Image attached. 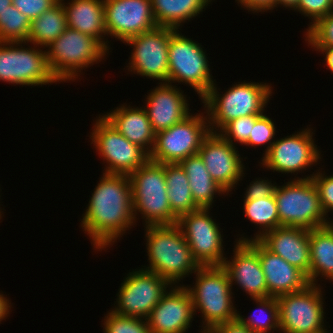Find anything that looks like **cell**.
Here are the masks:
<instances>
[{"mask_svg":"<svg viewBox=\"0 0 333 333\" xmlns=\"http://www.w3.org/2000/svg\"><path fill=\"white\" fill-rule=\"evenodd\" d=\"M107 36L123 43L157 26L151 0H104Z\"/></svg>","mask_w":333,"mask_h":333,"instance_id":"17","label":"cell"},{"mask_svg":"<svg viewBox=\"0 0 333 333\" xmlns=\"http://www.w3.org/2000/svg\"><path fill=\"white\" fill-rule=\"evenodd\" d=\"M237 152L234 145L214 132L204 139L198 152L211 177L227 193L245 174L241 156Z\"/></svg>","mask_w":333,"mask_h":333,"instance_id":"18","label":"cell"},{"mask_svg":"<svg viewBox=\"0 0 333 333\" xmlns=\"http://www.w3.org/2000/svg\"><path fill=\"white\" fill-rule=\"evenodd\" d=\"M2 293H0V322L4 320L9 314V310L11 308V302L9 303V299H6Z\"/></svg>","mask_w":333,"mask_h":333,"instance_id":"45","label":"cell"},{"mask_svg":"<svg viewBox=\"0 0 333 333\" xmlns=\"http://www.w3.org/2000/svg\"><path fill=\"white\" fill-rule=\"evenodd\" d=\"M164 171L172 212L179 218L200 209L192 197L188 177L180 163H166Z\"/></svg>","mask_w":333,"mask_h":333,"instance_id":"29","label":"cell"},{"mask_svg":"<svg viewBox=\"0 0 333 333\" xmlns=\"http://www.w3.org/2000/svg\"><path fill=\"white\" fill-rule=\"evenodd\" d=\"M175 30L156 26L127 39L124 43L131 44L133 48L128 70L141 76L168 82V46L170 35Z\"/></svg>","mask_w":333,"mask_h":333,"instance_id":"15","label":"cell"},{"mask_svg":"<svg viewBox=\"0 0 333 333\" xmlns=\"http://www.w3.org/2000/svg\"><path fill=\"white\" fill-rule=\"evenodd\" d=\"M67 21L63 4L59 1L49 10L31 21L28 43L47 47L56 40L66 29Z\"/></svg>","mask_w":333,"mask_h":333,"instance_id":"30","label":"cell"},{"mask_svg":"<svg viewBox=\"0 0 333 333\" xmlns=\"http://www.w3.org/2000/svg\"><path fill=\"white\" fill-rule=\"evenodd\" d=\"M210 208H200L178 218L177 225L199 266H222L223 236L218 224L209 216Z\"/></svg>","mask_w":333,"mask_h":333,"instance_id":"14","label":"cell"},{"mask_svg":"<svg viewBox=\"0 0 333 333\" xmlns=\"http://www.w3.org/2000/svg\"><path fill=\"white\" fill-rule=\"evenodd\" d=\"M244 213L245 216L252 222L259 226L258 232L253 238L250 239L241 237L237 242H247L249 240H257L265 233L279 227V216L276 205L275 196H268L266 198H259L258 200H244ZM262 230V231H261Z\"/></svg>","mask_w":333,"mask_h":333,"instance_id":"31","label":"cell"},{"mask_svg":"<svg viewBox=\"0 0 333 333\" xmlns=\"http://www.w3.org/2000/svg\"><path fill=\"white\" fill-rule=\"evenodd\" d=\"M247 243L258 253L267 284V297H278L305 289L310 285L307 275L268 250L258 239Z\"/></svg>","mask_w":333,"mask_h":333,"instance_id":"20","label":"cell"},{"mask_svg":"<svg viewBox=\"0 0 333 333\" xmlns=\"http://www.w3.org/2000/svg\"><path fill=\"white\" fill-rule=\"evenodd\" d=\"M93 128L90 135L92 144L107 162L105 173L129 176L150 159L143 148L131 143L102 116H99Z\"/></svg>","mask_w":333,"mask_h":333,"instance_id":"12","label":"cell"},{"mask_svg":"<svg viewBox=\"0 0 333 333\" xmlns=\"http://www.w3.org/2000/svg\"><path fill=\"white\" fill-rule=\"evenodd\" d=\"M168 65V83L189 84L201 99L214 84L203 48L199 43L179 34V30L170 35Z\"/></svg>","mask_w":333,"mask_h":333,"instance_id":"8","label":"cell"},{"mask_svg":"<svg viewBox=\"0 0 333 333\" xmlns=\"http://www.w3.org/2000/svg\"><path fill=\"white\" fill-rule=\"evenodd\" d=\"M258 116L249 115L234 119L227 123L218 133L220 132L219 134L232 145H235L232 140L234 139V141L245 146Z\"/></svg>","mask_w":333,"mask_h":333,"instance_id":"35","label":"cell"},{"mask_svg":"<svg viewBox=\"0 0 333 333\" xmlns=\"http://www.w3.org/2000/svg\"><path fill=\"white\" fill-rule=\"evenodd\" d=\"M119 288L117 307L112 311L123 316L147 319L153 308L172 285L146 269L130 272ZM167 289V290H166Z\"/></svg>","mask_w":333,"mask_h":333,"instance_id":"13","label":"cell"},{"mask_svg":"<svg viewBox=\"0 0 333 333\" xmlns=\"http://www.w3.org/2000/svg\"><path fill=\"white\" fill-rule=\"evenodd\" d=\"M316 51L319 50L323 54L325 53V62L327 64V67L330 69V71L333 73V47H313Z\"/></svg>","mask_w":333,"mask_h":333,"instance_id":"44","label":"cell"},{"mask_svg":"<svg viewBox=\"0 0 333 333\" xmlns=\"http://www.w3.org/2000/svg\"><path fill=\"white\" fill-rule=\"evenodd\" d=\"M310 284H316L318 276L333 281V232L322 226L309 230Z\"/></svg>","mask_w":333,"mask_h":333,"instance_id":"27","label":"cell"},{"mask_svg":"<svg viewBox=\"0 0 333 333\" xmlns=\"http://www.w3.org/2000/svg\"><path fill=\"white\" fill-rule=\"evenodd\" d=\"M234 255L223 262L231 285L234 283L244 290L251 299L267 298V284L258 253L247 242H236Z\"/></svg>","mask_w":333,"mask_h":333,"instance_id":"21","label":"cell"},{"mask_svg":"<svg viewBox=\"0 0 333 333\" xmlns=\"http://www.w3.org/2000/svg\"><path fill=\"white\" fill-rule=\"evenodd\" d=\"M210 132L207 115L189 114L182 121L156 134L150 160L163 164L180 163L199 152Z\"/></svg>","mask_w":333,"mask_h":333,"instance_id":"9","label":"cell"},{"mask_svg":"<svg viewBox=\"0 0 333 333\" xmlns=\"http://www.w3.org/2000/svg\"><path fill=\"white\" fill-rule=\"evenodd\" d=\"M256 304H258V307L263 309V313L268 314L267 317L259 318L257 317L253 319L252 317H248L244 319L242 315L237 313L236 318L245 326H247L251 331L254 333H267L268 331L271 332V329L274 331L277 329L280 330V323H279V306H278V301L276 297H267V298H258V299H253ZM261 312V311H260ZM262 314V313H261ZM251 318V319H249ZM259 318V319H258ZM267 319V321H266ZM269 332V333H270Z\"/></svg>","mask_w":333,"mask_h":333,"instance_id":"33","label":"cell"},{"mask_svg":"<svg viewBox=\"0 0 333 333\" xmlns=\"http://www.w3.org/2000/svg\"><path fill=\"white\" fill-rule=\"evenodd\" d=\"M279 226L313 230L326 226L327 219L322 209L318 189L312 176L293 179L274 192Z\"/></svg>","mask_w":333,"mask_h":333,"instance_id":"6","label":"cell"},{"mask_svg":"<svg viewBox=\"0 0 333 333\" xmlns=\"http://www.w3.org/2000/svg\"><path fill=\"white\" fill-rule=\"evenodd\" d=\"M300 0H275V7L278 5L285 6V8H292L293 10L297 7Z\"/></svg>","mask_w":333,"mask_h":333,"instance_id":"46","label":"cell"},{"mask_svg":"<svg viewBox=\"0 0 333 333\" xmlns=\"http://www.w3.org/2000/svg\"><path fill=\"white\" fill-rule=\"evenodd\" d=\"M174 287L149 314L147 322L151 333H185L190 327L195 315L191 296L184 285Z\"/></svg>","mask_w":333,"mask_h":333,"instance_id":"19","label":"cell"},{"mask_svg":"<svg viewBox=\"0 0 333 333\" xmlns=\"http://www.w3.org/2000/svg\"><path fill=\"white\" fill-rule=\"evenodd\" d=\"M320 285L276 297L280 329L284 333H327ZM329 333V332H328Z\"/></svg>","mask_w":333,"mask_h":333,"instance_id":"11","label":"cell"},{"mask_svg":"<svg viewBox=\"0 0 333 333\" xmlns=\"http://www.w3.org/2000/svg\"><path fill=\"white\" fill-rule=\"evenodd\" d=\"M25 42H0V80L39 86L58 82L50 71L46 50L23 48Z\"/></svg>","mask_w":333,"mask_h":333,"instance_id":"10","label":"cell"},{"mask_svg":"<svg viewBox=\"0 0 333 333\" xmlns=\"http://www.w3.org/2000/svg\"><path fill=\"white\" fill-rule=\"evenodd\" d=\"M60 0H12V4L30 21L56 5Z\"/></svg>","mask_w":333,"mask_h":333,"instance_id":"40","label":"cell"},{"mask_svg":"<svg viewBox=\"0 0 333 333\" xmlns=\"http://www.w3.org/2000/svg\"><path fill=\"white\" fill-rule=\"evenodd\" d=\"M146 229L149 266L171 285L178 283L200 267L193 259L190 247L177 224L149 225Z\"/></svg>","mask_w":333,"mask_h":333,"instance_id":"2","label":"cell"},{"mask_svg":"<svg viewBox=\"0 0 333 333\" xmlns=\"http://www.w3.org/2000/svg\"><path fill=\"white\" fill-rule=\"evenodd\" d=\"M103 325L104 333H151L147 319L119 315L112 310L105 316Z\"/></svg>","mask_w":333,"mask_h":333,"instance_id":"34","label":"cell"},{"mask_svg":"<svg viewBox=\"0 0 333 333\" xmlns=\"http://www.w3.org/2000/svg\"><path fill=\"white\" fill-rule=\"evenodd\" d=\"M215 85L201 99L206 108L210 131L214 133L239 117L261 115L272 95V87L266 83L244 81L230 87L223 95L218 94Z\"/></svg>","mask_w":333,"mask_h":333,"instance_id":"4","label":"cell"},{"mask_svg":"<svg viewBox=\"0 0 333 333\" xmlns=\"http://www.w3.org/2000/svg\"><path fill=\"white\" fill-rule=\"evenodd\" d=\"M190 287V288H189ZM232 285L223 266H200L196 271L194 287L186 286L193 302L194 312L203 314V331L209 333L217 325L236 319L232 303Z\"/></svg>","mask_w":333,"mask_h":333,"instance_id":"3","label":"cell"},{"mask_svg":"<svg viewBox=\"0 0 333 333\" xmlns=\"http://www.w3.org/2000/svg\"><path fill=\"white\" fill-rule=\"evenodd\" d=\"M305 37L311 47H333V12L307 29Z\"/></svg>","mask_w":333,"mask_h":333,"instance_id":"36","label":"cell"},{"mask_svg":"<svg viewBox=\"0 0 333 333\" xmlns=\"http://www.w3.org/2000/svg\"><path fill=\"white\" fill-rule=\"evenodd\" d=\"M326 226L333 232V222L331 223L329 220H327Z\"/></svg>","mask_w":333,"mask_h":333,"instance_id":"48","label":"cell"},{"mask_svg":"<svg viewBox=\"0 0 333 333\" xmlns=\"http://www.w3.org/2000/svg\"><path fill=\"white\" fill-rule=\"evenodd\" d=\"M275 129L274 122H272L271 118L266 116L265 113H262L257 117L256 122L252 127V131L249 134L248 142L245 145H251L254 147L268 143L267 149H265L266 154L275 142V140H273L276 132Z\"/></svg>","mask_w":333,"mask_h":333,"instance_id":"37","label":"cell"},{"mask_svg":"<svg viewBox=\"0 0 333 333\" xmlns=\"http://www.w3.org/2000/svg\"><path fill=\"white\" fill-rule=\"evenodd\" d=\"M47 47V62L58 82L76 80L78 72L104 60L108 52L92 36L69 27Z\"/></svg>","mask_w":333,"mask_h":333,"instance_id":"7","label":"cell"},{"mask_svg":"<svg viewBox=\"0 0 333 333\" xmlns=\"http://www.w3.org/2000/svg\"><path fill=\"white\" fill-rule=\"evenodd\" d=\"M294 10L312 18L313 22L310 23L309 29L319 19L333 12V0H300Z\"/></svg>","mask_w":333,"mask_h":333,"instance_id":"38","label":"cell"},{"mask_svg":"<svg viewBox=\"0 0 333 333\" xmlns=\"http://www.w3.org/2000/svg\"><path fill=\"white\" fill-rule=\"evenodd\" d=\"M89 200L81 226L94 248L112 245L136 222L128 175L103 173Z\"/></svg>","mask_w":333,"mask_h":333,"instance_id":"1","label":"cell"},{"mask_svg":"<svg viewBox=\"0 0 333 333\" xmlns=\"http://www.w3.org/2000/svg\"><path fill=\"white\" fill-rule=\"evenodd\" d=\"M10 5H12V0H0V14L7 10Z\"/></svg>","mask_w":333,"mask_h":333,"instance_id":"47","label":"cell"},{"mask_svg":"<svg viewBox=\"0 0 333 333\" xmlns=\"http://www.w3.org/2000/svg\"><path fill=\"white\" fill-rule=\"evenodd\" d=\"M180 165L188 177L192 197L200 208L212 207L216 193L227 194L211 177L198 153L185 158Z\"/></svg>","mask_w":333,"mask_h":333,"instance_id":"26","label":"cell"},{"mask_svg":"<svg viewBox=\"0 0 333 333\" xmlns=\"http://www.w3.org/2000/svg\"><path fill=\"white\" fill-rule=\"evenodd\" d=\"M209 333H254L237 318L222 323L213 328Z\"/></svg>","mask_w":333,"mask_h":333,"instance_id":"42","label":"cell"},{"mask_svg":"<svg viewBox=\"0 0 333 333\" xmlns=\"http://www.w3.org/2000/svg\"><path fill=\"white\" fill-rule=\"evenodd\" d=\"M31 21L13 4L0 14V42H25L29 37Z\"/></svg>","mask_w":333,"mask_h":333,"instance_id":"32","label":"cell"},{"mask_svg":"<svg viewBox=\"0 0 333 333\" xmlns=\"http://www.w3.org/2000/svg\"><path fill=\"white\" fill-rule=\"evenodd\" d=\"M237 3L247 8L249 11L254 12H265L267 10H273L275 7V0H236ZM263 10V11H262ZM265 10V11H264Z\"/></svg>","mask_w":333,"mask_h":333,"instance_id":"43","label":"cell"},{"mask_svg":"<svg viewBox=\"0 0 333 333\" xmlns=\"http://www.w3.org/2000/svg\"><path fill=\"white\" fill-rule=\"evenodd\" d=\"M268 250L279 255L290 265L302 270L309 279V230L279 226L258 239Z\"/></svg>","mask_w":333,"mask_h":333,"instance_id":"23","label":"cell"},{"mask_svg":"<svg viewBox=\"0 0 333 333\" xmlns=\"http://www.w3.org/2000/svg\"><path fill=\"white\" fill-rule=\"evenodd\" d=\"M102 117L131 143L151 154L156 134L153 132L145 107L132 108L122 105Z\"/></svg>","mask_w":333,"mask_h":333,"instance_id":"24","label":"cell"},{"mask_svg":"<svg viewBox=\"0 0 333 333\" xmlns=\"http://www.w3.org/2000/svg\"><path fill=\"white\" fill-rule=\"evenodd\" d=\"M212 0H151L157 26L180 29L181 23L196 17Z\"/></svg>","mask_w":333,"mask_h":333,"instance_id":"28","label":"cell"},{"mask_svg":"<svg viewBox=\"0 0 333 333\" xmlns=\"http://www.w3.org/2000/svg\"><path fill=\"white\" fill-rule=\"evenodd\" d=\"M311 176L318 189L322 209L327 215L328 212L333 211V175L324 176V174L317 172Z\"/></svg>","mask_w":333,"mask_h":333,"instance_id":"39","label":"cell"},{"mask_svg":"<svg viewBox=\"0 0 333 333\" xmlns=\"http://www.w3.org/2000/svg\"><path fill=\"white\" fill-rule=\"evenodd\" d=\"M134 218L138 212L145 225H173L178 217L172 212L167 196L164 164L148 160L129 175ZM138 211V212H137Z\"/></svg>","mask_w":333,"mask_h":333,"instance_id":"5","label":"cell"},{"mask_svg":"<svg viewBox=\"0 0 333 333\" xmlns=\"http://www.w3.org/2000/svg\"><path fill=\"white\" fill-rule=\"evenodd\" d=\"M60 1L63 4L69 28L92 36L107 50L110 49L108 41H103V37L107 34L104 0H71L67 4L63 2L64 0Z\"/></svg>","mask_w":333,"mask_h":333,"instance_id":"25","label":"cell"},{"mask_svg":"<svg viewBox=\"0 0 333 333\" xmlns=\"http://www.w3.org/2000/svg\"><path fill=\"white\" fill-rule=\"evenodd\" d=\"M313 132L307 128L285 138L275 140L269 151L262 157L265 168L282 172L298 173L318 162L320 152L314 143Z\"/></svg>","mask_w":333,"mask_h":333,"instance_id":"16","label":"cell"},{"mask_svg":"<svg viewBox=\"0 0 333 333\" xmlns=\"http://www.w3.org/2000/svg\"><path fill=\"white\" fill-rule=\"evenodd\" d=\"M277 185L271 183L269 180L260 179L252 181L248 186L244 200H258L259 198H266L273 196Z\"/></svg>","mask_w":333,"mask_h":333,"instance_id":"41","label":"cell"},{"mask_svg":"<svg viewBox=\"0 0 333 333\" xmlns=\"http://www.w3.org/2000/svg\"><path fill=\"white\" fill-rule=\"evenodd\" d=\"M160 83L148 94L145 106L155 134L167 130L190 114L188 101L180 89L168 82Z\"/></svg>","mask_w":333,"mask_h":333,"instance_id":"22","label":"cell"}]
</instances>
